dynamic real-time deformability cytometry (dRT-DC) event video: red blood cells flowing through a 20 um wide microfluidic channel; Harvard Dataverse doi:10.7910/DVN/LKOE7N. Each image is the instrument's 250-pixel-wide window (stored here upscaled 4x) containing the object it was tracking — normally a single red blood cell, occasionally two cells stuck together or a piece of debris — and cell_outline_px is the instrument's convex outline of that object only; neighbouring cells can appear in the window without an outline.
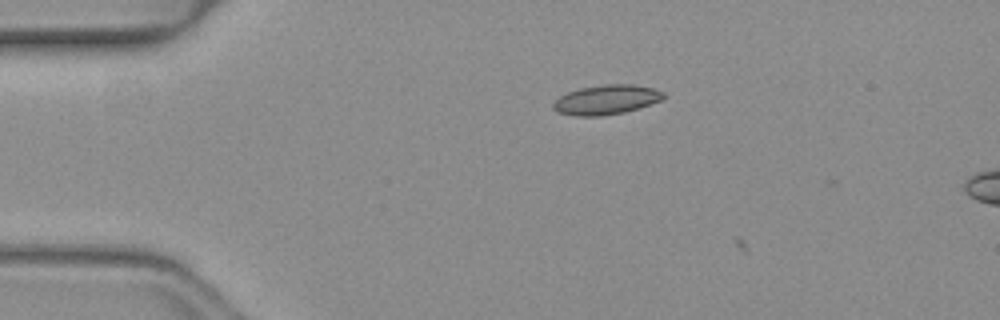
{"species": "common noctule bat (a hibernating species)", "species_latin": "Nyctalus noctula", "temperature_condition": "warm", "stored_images_in_passage": 5, "camera_frame_rate_fps": 3000, "um_per_image_px": 0.085, "animal": {"sex": "female", "body_mass_g": 19.3, "forearm_length_mm": 54.1}, "frame": {"image": 1, "passage_image": 4, "time_ms": 1.0, "image_size_px": [1000, 320], "cell_outline_px": [[668, 96], [660, 100], [640, 108], [624, 112], [600, 116], [576, 116], [556, 112], [552, 108], [552, 104], [560, 96], [568, 92], [580, 88], [604, 84], [632, 84], [652, 88], [664, 92]], "centroid_in_image_um": [51.54, 8.48], "position_along_channel_um": 33.5, "area_um2": 19.07}}